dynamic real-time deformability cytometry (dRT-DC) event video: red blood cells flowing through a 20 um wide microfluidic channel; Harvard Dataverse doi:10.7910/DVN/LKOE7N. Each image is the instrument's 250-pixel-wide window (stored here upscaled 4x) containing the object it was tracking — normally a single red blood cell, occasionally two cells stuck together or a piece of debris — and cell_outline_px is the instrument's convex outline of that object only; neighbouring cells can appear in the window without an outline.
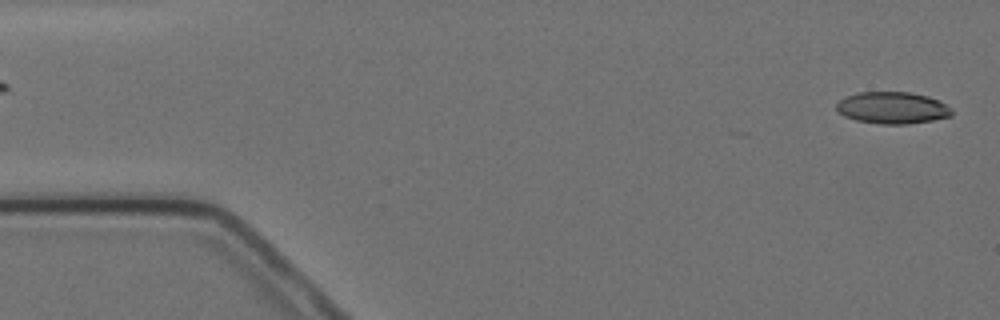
{"species": "Egyptian fruit bat (a non-hibernating species)", "species_latin": "Rousettus aegyptiacus", "temperature_condition": "cold", "stored_images_in_passage": 5, "segment_of_instrument_passage": [2, 2], "camera_frame_rate_fps": 3000, "um_per_image_px": 0.085, "animal": {"sex": "female"}, "frame": {"image": 1, "passage_image": 5, "time_ms": 5.333, "image_size_px": [1000, 320], "cell_outline_px": [[952, 116], [932, 120], [908, 124], [880, 124], [856, 120], [844, 116], [836, 112], [836, 104], [844, 96], [856, 92], [908, 92], [928, 96], [952, 108]], "centroid_in_image_um": [75.81, 9.16], "position_along_channel_um": 9.2, "area_um2": 21.5}}